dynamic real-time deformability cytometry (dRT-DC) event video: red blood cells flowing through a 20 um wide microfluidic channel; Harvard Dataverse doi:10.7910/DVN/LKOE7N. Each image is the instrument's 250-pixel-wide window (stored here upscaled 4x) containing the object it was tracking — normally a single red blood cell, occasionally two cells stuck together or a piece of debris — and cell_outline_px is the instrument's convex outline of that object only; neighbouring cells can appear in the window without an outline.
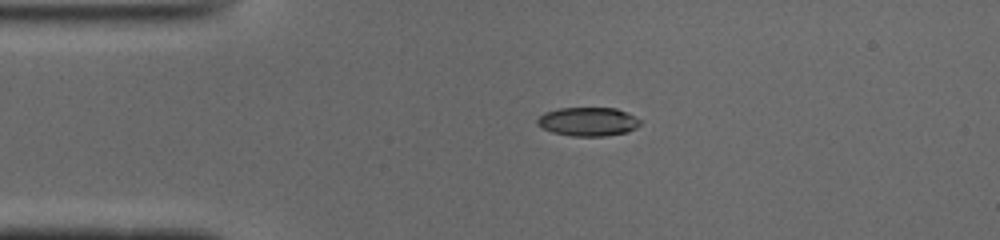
{"species": "common noctule bat (a hibernating species)", "species_latin": "Nyctalus noctula", "temperature_condition": "cold", "stored_images_in_passage": 41, "camera_frame_rate_fps": 3000, "um_per_image_px": 0.085, "animal": {"sex": "male", "body_mass_g": 19.0, "forearm_length_mm": 50.8}, "frame": {"image": 1, "passage_image": 1, "time_ms": 0.0, "image_size_px": [1000, 240], "cell_outline_px": [[640, 124], [636, 128], [628, 132], [604, 136], [572, 136], [552, 132], [536, 124], [536, 120], [544, 112], [560, 108], [616, 108], [640, 120]], "centroid_in_image_um": [49.96, 10.34], "position_along_channel_um": 35.0, "area_um2": 17.11}}
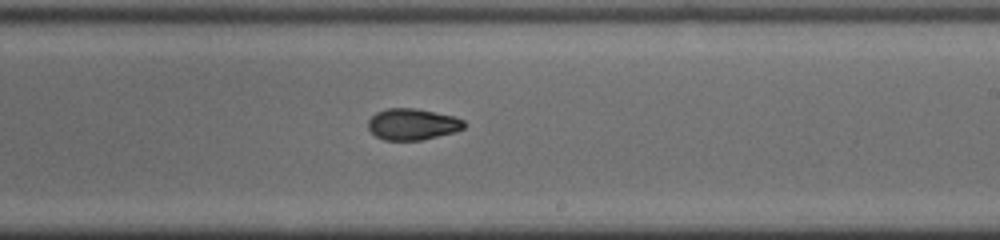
{"frame": {"image": 2, "passage_image": 20, "time_ms": 6.333, "image_size_px": [1000, 240], "cell_outline_px": [[464, 128], [456, 132], [420, 140], [384, 140], [376, 136], [368, 128], [368, 120], [376, 112], [388, 108], [416, 108], [452, 116], [464, 120]], "centroid_in_image_um": [35.05, 10.56], "position_along_channel_um": 254.0, "area_um2": 17.46}}
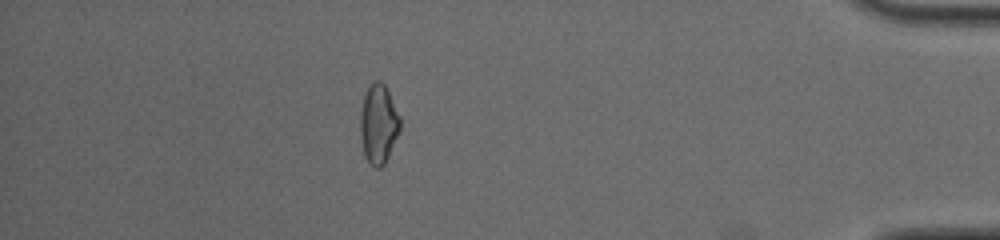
{"frame": {"image": 3, "passage_image": 35, "time_ms": 11.333, "image_size_px": [1000, 240], "cell_outline_px": [[400, 132], [384, 164], [380, 168], [376, 168], [364, 156], [360, 136], [360, 112], [364, 96], [368, 88], [376, 80], [380, 80], [384, 84], [400, 116]], "centroid_in_image_um": [32.17, 10.56], "position_along_channel_um": 403.0, "area_um2": 18.26}, "authors_computed_cell_mechanics": {"area_um2": 18.0914, "velocity_mm_per_s": 3.9493, "shape_relaxation_time_tau1_ms": 7.5568, "shape_relaxation_time_tau2_ms": 4.1801, "deformation_change_tau1": 0.2027, "deformation_change_tau2": 0.0867}}